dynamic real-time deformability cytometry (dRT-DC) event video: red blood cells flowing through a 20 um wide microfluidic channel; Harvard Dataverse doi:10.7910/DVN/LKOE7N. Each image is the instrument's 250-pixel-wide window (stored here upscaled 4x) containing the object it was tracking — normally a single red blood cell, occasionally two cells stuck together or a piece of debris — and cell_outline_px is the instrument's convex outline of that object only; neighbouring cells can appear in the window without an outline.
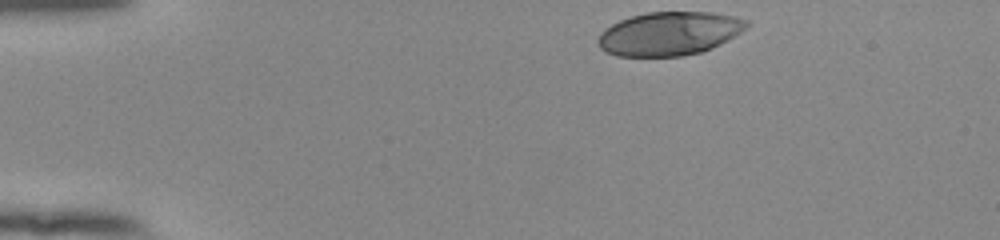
{"species": "human", "species_latin": "Homo sapiens", "temperature_condition": "room temperature", "stored_images_in_passage": 37, "camera_frame_rate_fps": 3000, "um_per_image_px": 0.085, "donor": {"sex": "female"}, "frame": {"image": 1, "passage_image": 1, "time_ms": 0.0, "image_size_px": [1000, 240], "cell_outline_px": [[752, 24], [740, 32], [720, 44], [712, 48], [700, 52], [684, 56], [616, 56], [604, 52], [600, 48], [596, 40], [600, 32], [604, 28], [620, 20], [632, 16], [648, 12], [712, 12], [732, 16], [748, 20]], "centroid_in_image_um": [56.86, 2.86], "position_along_channel_um": 28.1, "area_um2": 37.92}}
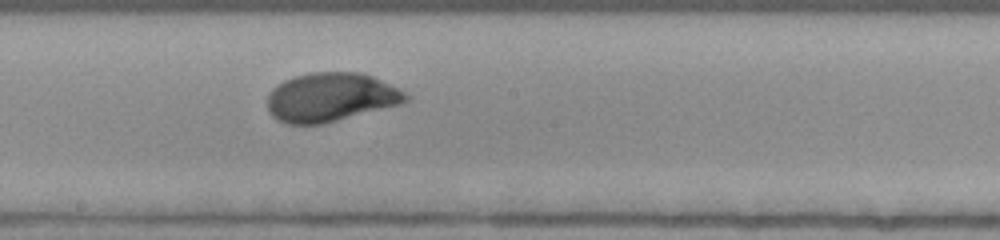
{"frame": {"image": 2, "passage_image": 22, "time_ms": 7.0, "image_size_px": [1000, 240], "cell_outline_px": [[412, 96], [408, 100], [400, 104], [320, 124], [284, 124], [276, 120], [268, 112], [268, 92], [276, 84], [292, 76], [312, 72], [360, 72], [372, 76], [400, 88], [408, 92]], "centroid_in_image_um": [28.1, 8.25], "position_along_channel_um": 220.1, "area_um2": 39.71}}
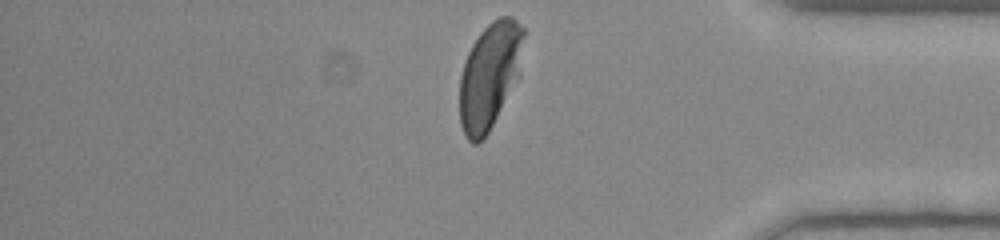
{"frame": {"image": 3, "passage_image": 37, "time_ms": 12.0, "image_size_px": [1000, 240], "cell_outline_px": [[524, 36], [520, 76], [488, 132], [476, 144], [472, 144], [464, 136], [460, 124], [460, 76], [468, 52], [472, 44], [480, 32], [492, 20], [500, 16], [512, 16], [524, 28]], "centroid_in_image_um": [41.63, 6.41], "position_along_channel_um": 393.6, "area_um2": 39.77}, "authors_computed_cell_mechanics": {"area_um2": 39.4196, "velocity_mm_per_s": 3.8654, "shape_relaxation_time_tau1_ms": 3.1663, "shape_relaxation_time_tau2_ms": null, "deformation_change_tau1": 0.1921, "deformation_change_tau2": null}}